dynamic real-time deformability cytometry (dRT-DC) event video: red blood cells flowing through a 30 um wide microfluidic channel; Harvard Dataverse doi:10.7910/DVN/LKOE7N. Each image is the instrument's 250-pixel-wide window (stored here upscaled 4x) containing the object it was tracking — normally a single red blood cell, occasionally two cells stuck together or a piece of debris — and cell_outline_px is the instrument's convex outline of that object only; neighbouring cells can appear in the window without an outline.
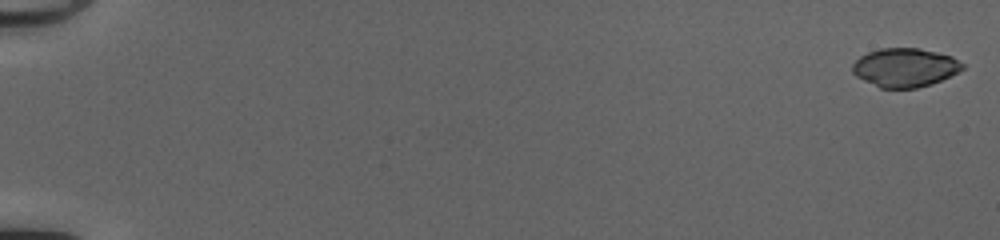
{"species": "common noctule bat (a hibernating species)", "species_latin": "Nyctalus noctula", "temperature_condition": "cold", "stored_images_in_passage": 52, "camera_frame_rate_fps": 3000, "um_per_image_px": 0.085, "animal": {"sex": "female", "body_mass_g": 20.0, "forearm_length_mm": 54.0}, "frame": {"image": 1, "passage_image": 1, "time_ms": 0.0, "image_size_px": [1000, 240], "cell_outline_px": [[964, 68], [932, 84], [916, 88], [880, 88], [856, 76], [852, 72], [852, 64], [860, 56], [868, 52], [880, 48], [920, 48], [952, 56], [964, 64]], "centroid_in_image_um": [76.89, 5.73], "position_along_channel_um": 8.1, "area_um2": 24.74}}
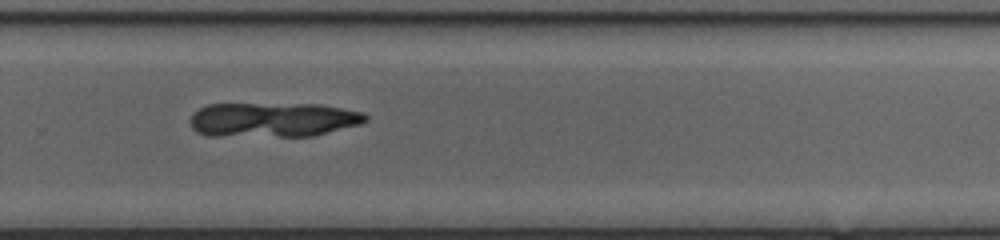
{"frame": {"image": 2, "passage_image": 37, "time_ms": 12.0, "image_size_px": [1000, 240], "cell_outline_px": [[368, 120], [360, 124], [312, 136], [208, 136], [196, 132], [192, 128], [188, 120], [200, 108], [208, 104], [320, 104], [364, 112], [368, 116]], "centroid_in_image_um": [23.19, 10.18], "position_along_channel_um": 306.6, "area_um2": 35.49}}
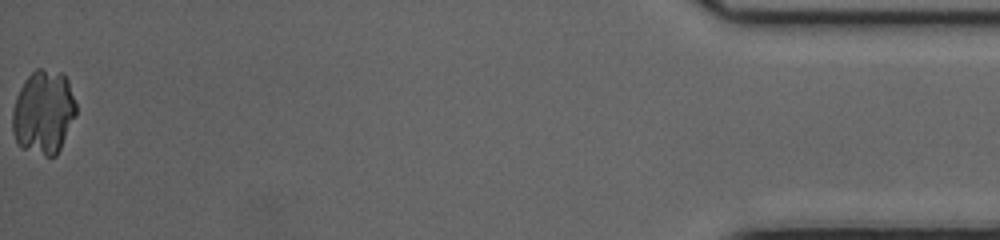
{"frame": {"image": 3, "passage_image": 52, "time_ms": 17.0, "image_size_px": [1000, 240], "cell_outline_px": [[76, 112], [60, 148], [56, 156], [44, 156], [20, 148], [16, 144], [12, 132], [12, 108], [16, 96], [24, 80], [36, 68], [40, 68], [64, 72], [68, 80], [76, 104]], "centroid_in_image_um": [3.66, 9.53], "position_along_channel_um": 431.5, "area_um2": 31.44}}